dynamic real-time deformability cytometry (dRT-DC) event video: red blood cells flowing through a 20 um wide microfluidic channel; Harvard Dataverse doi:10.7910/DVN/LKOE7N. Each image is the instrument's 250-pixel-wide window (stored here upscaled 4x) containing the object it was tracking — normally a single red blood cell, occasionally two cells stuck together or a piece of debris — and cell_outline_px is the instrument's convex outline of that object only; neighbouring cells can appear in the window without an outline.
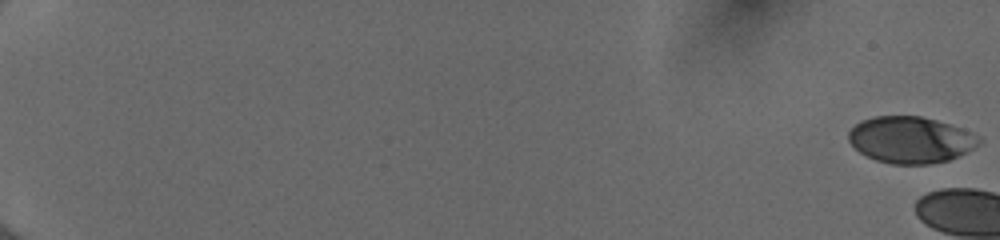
{"species": "human", "species_latin": "Homo sapiens", "temperature_condition": "cold", "stored_images_in_passage": 6, "camera_frame_rate_fps": 3000, "um_per_image_px": 0.085, "donor": {"sex": "female"}, "frame": {"image": 1, "passage_image": 1, "time_ms": 0.0, "image_size_px": [1000, 240], "cell_outline_px": [[984, 140], [980, 144], [948, 160], [928, 164], [892, 164], [876, 160], [860, 152], [848, 140], [848, 132], [860, 120], [872, 116], [920, 116], [936, 120], [960, 128], [980, 136]], "centroid_in_image_um": [77.38, 11.87], "position_along_channel_um": 7.6, "area_um2": 35.14}}